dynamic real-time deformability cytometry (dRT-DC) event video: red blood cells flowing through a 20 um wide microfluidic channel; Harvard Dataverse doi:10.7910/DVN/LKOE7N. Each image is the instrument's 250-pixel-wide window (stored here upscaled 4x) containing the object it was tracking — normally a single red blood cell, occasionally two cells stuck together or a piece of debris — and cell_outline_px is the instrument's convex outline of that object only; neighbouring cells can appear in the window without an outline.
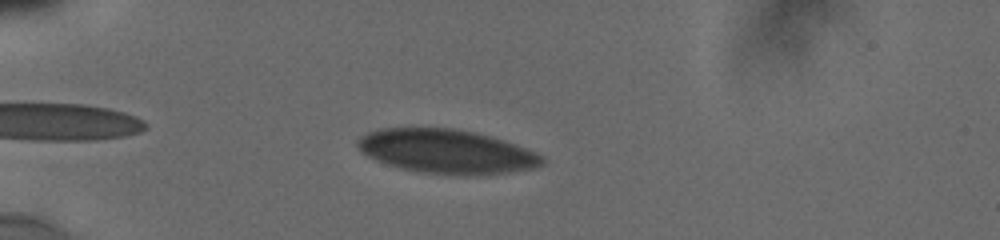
{"species": "human", "species_latin": "Homo sapiens", "temperature_condition": "cold", "stored_images_in_passage": 36, "camera_frame_rate_fps": 3000, "um_per_image_px": 0.085, "donor": {"sex": "male"}, "frame": {"image": 1, "passage_image": 4, "time_ms": 1.0, "image_size_px": [1000, 240], "cell_outline_px": [[544, 164], [536, 168], [472, 176], [420, 172], [400, 168], [376, 160], [360, 152], [356, 144], [356, 140], [360, 136], [368, 132], [384, 128], [452, 128], [472, 132], [504, 140], [536, 152], [544, 160]], "centroid_in_image_um": [37.93, 12.88], "position_along_channel_um": 47.1, "area_um2": 47.16}}
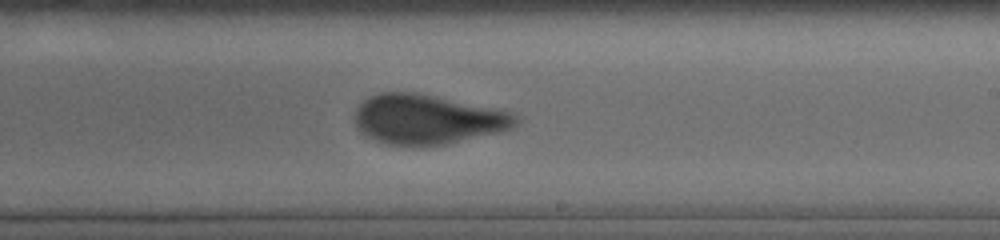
{"frame": {"image": 2, "passage_image": 21, "time_ms": 7.333, "image_size_px": [1000, 240], "cell_outline_px": [[520, 120], [512, 128], [500, 132], [444, 144], [420, 148], [388, 144], [364, 136], [356, 128], [356, 108], [368, 96], [380, 92], [416, 92], [508, 112], [520, 116]], "centroid_in_image_um": [36.28, 10.17], "position_along_channel_um": 252.7, "area_um2": 46.64}}
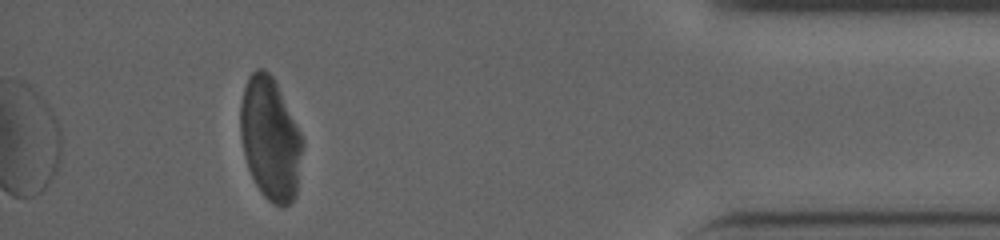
{"frame": {"image": 3, "passage_image": 36, "time_ms": 12.667, "image_size_px": [1000, 240], "cell_outline_px": [[304, 144], [296, 196], [288, 204], [276, 204], [268, 200], [260, 192], [248, 168], [244, 156], [240, 136], [240, 104], [244, 88], [248, 76], [256, 68], [264, 68], [272, 76], [304, 140]], "centroid_in_image_um": [22.96, 11.79], "position_along_channel_um": 412.2, "area_um2": 44.22}, "authors_computed_cell_mechanics": {"area_um2": 47.5405, "velocity_mm_per_s": 3.8131, "shape_relaxation_time_tau1_ms": 10.0115, "shape_relaxation_time_tau2_ms": null, "deformation_change_tau1": 0.1841, "deformation_change_tau2": null}}